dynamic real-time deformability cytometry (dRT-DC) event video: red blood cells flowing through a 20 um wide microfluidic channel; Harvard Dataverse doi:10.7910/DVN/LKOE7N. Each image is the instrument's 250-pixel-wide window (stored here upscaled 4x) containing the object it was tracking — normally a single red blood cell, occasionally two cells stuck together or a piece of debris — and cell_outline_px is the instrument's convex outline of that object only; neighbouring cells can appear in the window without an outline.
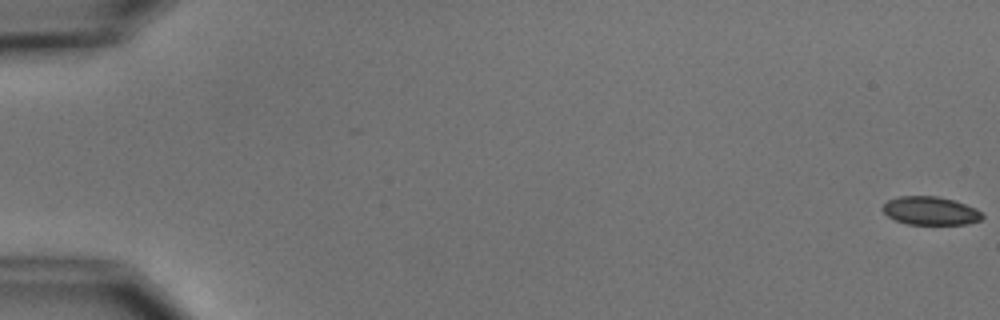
{"species": "common noctule bat (a hibernating species)", "species_latin": "Nyctalus noctula", "temperature_condition": "cold", "stored_images_in_passage": 7, "camera_frame_rate_fps": 3000, "um_per_image_px": 0.085, "animal": {"sex": "male", "body_mass_g": 15.6}, "frame": {"image": 1, "passage_image": 1, "time_ms": 0.0, "image_size_px": [1000, 320], "cell_outline_px": [[984, 216], [980, 220], [968, 224], [908, 224], [896, 220], [888, 216], [880, 208], [888, 200], [900, 196], [936, 196], [956, 200], [976, 208]], "centroid_in_image_um": [79.09, 17.91], "position_along_channel_um": 5.9, "area_um2": 16.47}}
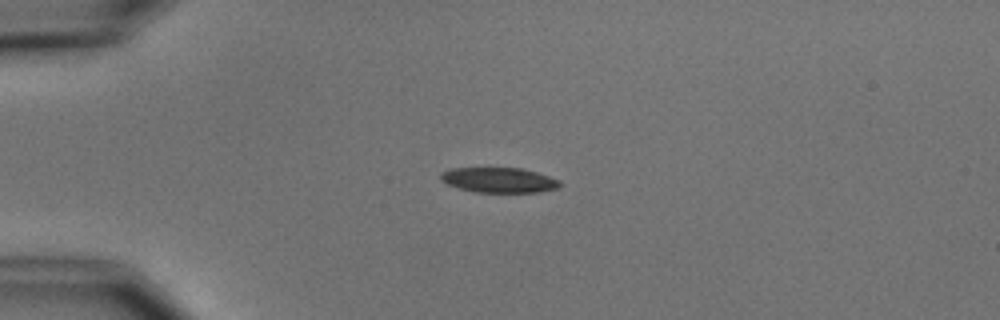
{"frame": {"image": 2, "passage_image": 5, "time_ms": 4.667, "image_size_px": [1000, 320], "cell_outline_px": [[560, 184], [556, 188], [540, 192], [476, 192], [460, 188], [448, 184], [440, 180], [440, 172], [448, 168], [520, 168], [536, 172], [560, 180]], "centroid_in_image_um": [42.37, 15.3], "position_along_channel_um": 42.6, "area_um2": 17.34}}